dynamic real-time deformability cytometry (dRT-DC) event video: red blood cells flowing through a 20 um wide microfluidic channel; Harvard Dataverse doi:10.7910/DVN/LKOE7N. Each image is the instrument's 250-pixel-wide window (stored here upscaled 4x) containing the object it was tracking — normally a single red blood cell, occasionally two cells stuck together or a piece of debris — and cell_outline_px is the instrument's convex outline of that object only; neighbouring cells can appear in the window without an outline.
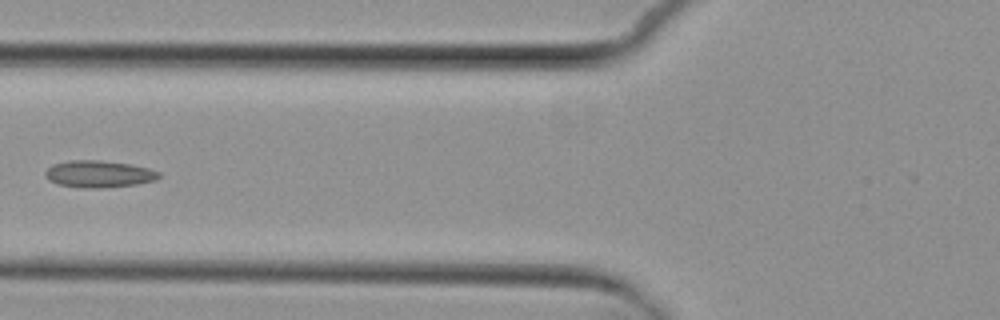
{"species": "common noctule bat (a hibernating species)", "species_latin": "Nyctalus noctula", "temperature_condition": "cold", "stored_images_in_passage": 7, "camera_frame_rate_fps": 3000, "um_per_image_px": 0.085, "animal": {"sex": "female", "body_mass_g": 29.2, "forearm_length_mm": 56.3}, "frame": {"image": 1, "passage_image": 6, "time_ms": 6.0, "image_size_px": [1000, 320], "cell_outline_px": [[160, 176], [156, 180], [136, 184], [104, 188], [80, 188], [56, 184], [48, 180], [44, 176], [44, 172], [52, 164], [68, 160], [100, 160], [132, 164], [148, 168], [160, 172]], "centroid_in_image_um": [8.37, 14.79], "position_along_channel_um": 117.4, "area_um2": 18.15}}
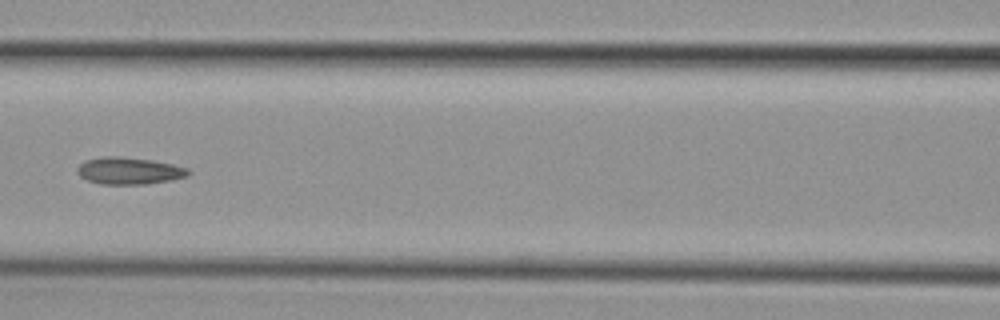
{"frame": {"image": 2, "passage_image": 7, "time_ms": 7.0, "image_size_px": [1000, 320], "cell_outline_px": [[192, 172], [188, 176], [172, 180], [148, 184], [100, 184], [88, 180], [80, 176], [76, 172], [76, 168], [84, 160], [104, 156], [120, 156], [152, 160], [172, 164], [188, 168]], "centroid_in_image_um": [10.98, 14.51], "position_along_channel_um": 155.6, "area_um2": 17.69}}